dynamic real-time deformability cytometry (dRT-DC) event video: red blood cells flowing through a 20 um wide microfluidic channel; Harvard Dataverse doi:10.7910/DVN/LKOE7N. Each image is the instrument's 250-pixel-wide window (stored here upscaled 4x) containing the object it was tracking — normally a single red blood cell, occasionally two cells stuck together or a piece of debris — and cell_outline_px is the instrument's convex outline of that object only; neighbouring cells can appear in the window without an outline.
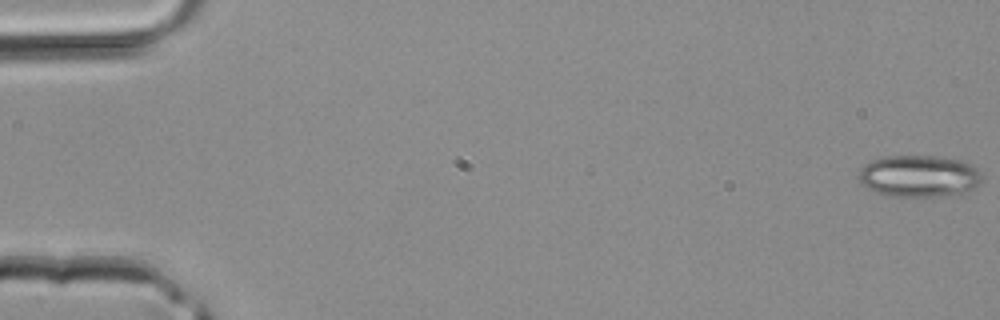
{"species": "common noctule bat (a hibernating species)", "species_latin": "Nyctalus noctula", "temperature_condition": "room temperature", "stored_images_in_passage": 9, "camera_frame_rate_fps": 3000, "um_per_image_px": 0.085, "animal": {"sex": "male", "body_mass_g": 20.4}, "frame": {"image": 1, "passage_image": 1, "time_ms": 0.0, "image_size_px": [1000, 320], "cell_outline_px": [[980, 180], [968, 192], [936, 196], [896, 196], [876, 192], [868, 188], [860, 180], [860, 168], [864, 164], [872, 160], [884, 156], [936, 156], [964, 160], [972, 164], [980, 172]], "centroid_in_image_um": [78.13, 14.94], "position_along_channel_um": 6.9, "area_um2": 29.77}}